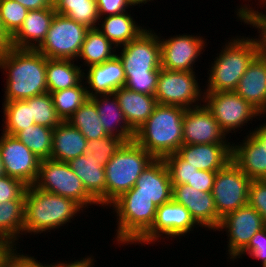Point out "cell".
Here are the masks:
<instances>
[{
	"instance_id": "obj_14",
	"label": "cell",
	"mask_w": 266,
	"mask_h": 267,
	"mask_svg": "<svg viewBox=\"0 0 266 267\" xmlns=\"http://www.w3.org/2000/svg\"><path fill=\"white\" fill-rule=\"evenodd\" d=\"M265 227L261 214L249 204L223 217L216 231L227 234V262L233 261L247 247L252 236Z\"/></svg>"
},
{
	"instance_id": "obj_1",
	"label": "cell",
	"mask_w": 266,
	"mask_h": 267,
	"mask_svg": "<svg viewBox=\"0 0 266 267\" xmlns=\"http://www.w3.org/2000/svg\"><path fill=\"white\" fill-rule=\"evenodd\" d=\"M46 63L47 58L34 49L9 46L0 51V70L7 78L3 100H26L47 93Z\"/></svg>"
},
{
	"instance_id": "obj_36",
	"label": "cell",
	"mask_w": 266,
	"mask_h": 267,
	"mask_svg": "<svg viewBox=\"0 0 266 267\" xmlns=\"http://www.w3.org/2000/svg\"><path fill=\"white\" fill-rule=\"evenodd\" d=\"M3 133L15 136L19 131L35 124L32 118L31 105L25 100L4 101L2 104Z\"/></svg>"
},
{
	"instance_id": "obj_12",
	"label": "cell",
	"mask_w": 266,
	"mask_h": 267,
	"mask_svg": "<svg viewBox=\"0 0 266 267\" xmlns=\"http://www.w3.org/2000/svg\"><path fill=\"white\" fill-rule=\"evenodd\" d=\"M251 181L232 160L217 171L212 195L219 214V226L223 217L248 204Z\"/></svg>"
},
{
	"instance_id": "obj_46",
	"label": "cell",
	"mask_w": 266,
	"mask_h": 267,
	"mask_svg": "<svg viewBox=\"0 0 266 267\" xmlns=\"http://www.w3.org/2000/svg\"><path fill=\"white\" fill-rule=\"evenodd\" d=\"M100 17L115 15L130 11L129 8L142 5L136 4L133 0H96Z\"/></svg>"
},
{
	"instance_id": "obj_16",
	"label": "cell",
	"mask_w": 266,
	"mask_h": 267,
	"mask_svg": "<svg viewBox=\"0 0 266 267\" xmlns=\"http://www.w3.org/2000/svg\"><path fill=\"white\" fill-rule=\"evenodd\" d=\"M0 155L5 175L22 181L27 186L35 183L41 159L16 136L1 133Z\"/></svg>"
},
{
	"instance_id": "obj_54",
	"label": "cell",
	"mask_w": 266,
	"mask_h": 267,
	"mask_svg": "<svg viewBox=\"0 0 266 267\" xmlns=\"http://www.w3.org/2000/svg\"><path fill=\"white\" fill-rule=\"evenodd\" d=\"M136 4H141L142 6L145 5L146 3L148 4V2L150 3V1H154V0H133Z\"/></svg>"
},
{
	"instance_id": "obj_41",
	"label": "cell",
	"mask_w": 266,
	"mask_h": 267,
	"mask_svg": "<svg viewBox=\"0 0 266 267\" xmlns=\"http://www.w3.org/2000/svg\"><path fill=\"white\" fill-rule=\"evenodd\" d=\"M125 142L122 139L112 135H106L98 140H88L86 150L87 153L100 161V165L104 166L119 150Z\"/></svg>"
},
{
	"instance_id": "obj_34",
	"label": "cell",
	"mask_w": 266,
	"mask_h": 267,
	"mask_svg": "<svg viewBox=\"0 0 266 267\" xmlns=\"http://www.w3.org/2000/svg\"><path fill=\"white\" fill-rule=\"evenodd\" d=\"M56 13L65 15L89 29H96L99 12L96 0H55L53 2Z\"/></svg>"
},
{
	"instance_id": "obj_19",
	"label": "cell",
	"mask_w": 266,
	"mask_h": 267,
	"mask_svg": "<svg viewBox=\"0 0 266 267\" xmlns=\"http://www.w3.org/2000/svg\"><path fill=\"white\" fill-rule=\"evenodd\" d=\"M125 193L148 197L158 207L172 200V183L163 159H154Z\"/></svg>"
},
{
	"instance_id": "obj_52",
	"label": "cell",
	"mask_w": 266,
	"mask_h": 267,
	"mask_svg": "<svg viewBox=\"0 0 266 267\" xmlns=\"http://www.w3.org/2000/svg\"><path fill=\"white\" fill-rule=\"evenodd\" d=\"M11 37L5 32L0 18V51L10 46Z\"/></svg>"
},
{
	"instance_id": "obj_53",
	"label": "cell",
	"mask_w": 266,
	"mask_h": 267,
	"mask_svg": "<svg viewBox=\"0 0 266 267\" xmlns=\"http://www.w3.org/2000/svg\"><path fill=\"white\" fill-rule=\"evenodd\" d=\"M266 119V118H265ZM263 142H265L266 147V122H262V124L255 126L252 130Z\"/></svg>"
},
{
	"instance_id": "obj_27",
	"label": "cell",
	"mask_w": 266,
	"mask_h": 267,
	"mask_svg": "<svg viewBox=\"0 0 266 267\" xmlns=\"http://www.w3.org/2000/svg\"><path fill=\"white\" fill-rule=\"evenodd\" d=\"M88 140L67 121H62L53 128V140L50 159L69 162L87 152Z\"/></svg>"
},
{
	"instance_id": "obj_43",
	"label": "cell",
	"mask_w": 266,
	"mask_h": 267,
	"mask_svg": "<svg viewBox=\"0 0 266 267\" xmlns=\"http://www.w3.org/2000/svg\"><path fill=\"white\" fill-rule=\"evenodd\" d=\"M27 185L22 181L3 175L0 177V203L10 200H25Z\"/></svg>"
},
{
	"instance_id": "obj_37",
	"label": "cell",
	"mask_w": 266,
	"mask_h": 267,
	"mask_svg": "<svg viewBox=\"0 0 266 267\" xmlns=\"http://www.w3.org/2000/svg\"><path fill=\"white\" fill-rule=\"evenodd\" d=\"M15 136L41 160L50 159L53 128L34 124L19 131Z\"/></svg>"
},
{
	"instance_id": "obj_48",
	"label": "cell",
	"mask_w": 266,
	"mask_h": 267,
	"mask_svg": "<svg viewBox=\"0 0 266 267\" xmlns=\"http://www.w3.org/2000/svg\"><path fill=\"white\" fill-rule=\"evenodd\" d=\"M216 174L214 171L197 170L187 184L202 192H212Z\"/></svg>"
},
{
	"instance_id": "obj_8",
	"label": "cell",
	"mask_w": 266,
	"mask_h": 267,
	"mask_svg": "<svg viewBox=\"0 0 266 267\" xmlns=\"http://www.w3.org/2000/svg\"><path fill=\"white\" fill-rule=\"evenodd\" d=\"M33 186L72 199L84 210L91 205L99 206L98 202L86 191L81 179L74 173L68 162L53 159L41 160L38 176Z\"/></svg>"
},
{
	"instance_id": "obj_56",
	"label": "cell",
	"mask_w": 266,
	"mask_h": 267,
	"mask_svg": "<svg viewBox=\"0 0 266 267\" xmlns=\"http://www.w3.org/2000/svg\"><path fill=\"white\" fill-rule=\"evenodd\" d=\"M260 266H262V267H266V262H265L263 265H260Z\"/></svg>"
},
{
	"instance_id": "obj_13",
	"label": "cell",
	"mask_w": 266,
	"mask_h": 267,
	"mask_svg": "<svg viewBox=\"0 0 266 267\" xmlns=\"http://www.w3.org/2000/svg\"><path fill=\"white\" fill-rule=\"evenodd\" d=\"M199 229V225L192 218L190 212L183 205L177 204L173 200L157 207L155 221L152 227L134 244L141 246L156 244L165 239H181ZM160 238V239H159Z\"/></svg>"
},
{
	"instance_id": "obj_45",
	"label": "cell",
	"mask_w": 266,
	"mask_h": 267,
	"mask_svg": "<svg viewBox=\"0 0 266 267\" xmlns=\"http://www.w3.org/2000/svg\"><path fill=\"white\" fill-rule=\"evenodd\" d=\"M248 204L261 214L266 224V179L251 181Z\"/></svg>"
},
{
	"instance_id": "obj_35",
	"label": "cell",
	"mask_w": 266,
	"mask_h": 267,
	"mask_svg": "<svg viewBox=\"0 0 266 267\" xmlns=\"http://www.w3.org/2000/svg\"><path fill=\"white\" fill-rule=\"evenodd\" d=\"M245 1H248L247 2L248 4H246ZM243 2H245V4L241 3L239 6H236L237 10L236 9L234 10L235 11L234 14L236 13L235 14L236 18L238 21L241 22V24L243 22L244 25L245 24L249 25L250 28L252 26V28L257 30V33L259 35L256 34L254 38L256 39L257 44H258L259 55L266 57V11L264 13L258 10L259 7L260 8L265 7L266 1L258 0V3L256 5H259V7L257 6V8L255 5L254 7H252L253 5L251 3L249 4L251 0H244Z\"/></svg>"
},
{
	"instance_id": "obj_49",
	"label": "cell",
	"mask_w": 266,
	"mask_h": 267,
	"mask_svg": "<svg viewBox=\"0 0 266 267\" xmlns=\"http://www.w3.org/2000/svg\"><path fill=\"white\" fill-rule=\"evenodd\" d=\"M94 257L95 256H93V254L91 253L88 256L85 255L83 258L81 257V259L79 260L75 259L74 261H69L68 259V262L66 260H62L53 263L51 262L50 264L48 262V267H94L96 265V260Z\"/></svg>"
},
{
	"instance_id": "obj_9",
	"label": "cell",
	"mask_w": 266,
	"mask_h": 267,
	"mask_svg": "<svg viewBox=\"0 0 266 267\" xmlns=\"http://www.w3.org/2000/svg\"><path fill=\"white\" fill-rule=\"evenodd\" d=\"M203 104L215 117L221 130L230 137L253 119L264 117L254 106L235 92H204ZM229 134V135H228Z\"/></svg>"
},
{
	"instance_id": "obj_51",
	"label": "cell",
	"mask_w": 266,
	"mask_h": 267,
	"mask_svg": "<svg viewBox=\"0 0 266 267\" xmlns=\"http://www.w3.org/2000/svg\"><path fill=\"white\" fill-rule=\"evenodd\" d=\"M15 248L10 241L0 238V267H4L6 259Z\"/></svg>"
},
{
	"instance_id": "obj_29",
	"label": "cell",
	"mask_w": 266,
	"mask_h": 267,
	"mask_svg": "<svg viewBox=\"0 0 266 267\" xmlns=\"http://www.w3.org/2000/svg\"><path fill=\"white\" fill-rule=\"evenodd\" d=\"M114 93L126 121L134 131L149 118L158 105L155 96L131 91L126 87H121Z\"/></svg>"
},
{
	"instance_id": "obj_20",
	"label": "cell",
	"mask_w": 266,
	"mask_h": 267,
	"mask_svg": "<svg viewBox=\"0 0 266 267\" xmlns=\"http://www.w3.org/2000/svg\"><path fill=\"white\" fill-rule=\"evenodd\" d=\"M239 142H232L231 160L249 176L251 180L266 179V147L252 130ZM236 143V144H235ZM240 143V144H239Z\"/></svg>"
},
{
	"instance_id": "obj_28",
	"label": "cell",
	"mask_w": 266,
	"mask_h": 267,
	"mask_svg": "<svg viewBox=\"0 0 266 267\" xmlns=\"http://www.w3.org/2000/svg\"><path fill=\"white\" fill-rule=\"evenodd\" d=\"M130 12L100 17L97 26L99 30L116 48L136 39L147 27L138 24Z\"/></svg>"
},
{
	"instance_id": "obj_39",
	"label": "cell",
	"mask_w": 266,
	"mask_h": 267,
	"mask_svg": "<svg viewBox=\"0 0 266 267\" xmlns=\"http://www.w3.org/2000/svg\"><path fill=\"white\" fill-rule=\"evenodd\" d=\"M25 101L31 105L32 118H34L35 124L54 128L62 122L57 115L50 93L34 96Z\"/></svg>"
},
{
	"instance_id": "obj_5",
	"label": "cell",
	"mask_w": 266,
	"mask_h": 267,
	"mask_svg": "<svg viewBox=\"0 0 266 267\" xmlns=\"http://www.w3.org/2000/svg\"><path fill=\"white\" fill-rule=\"evenodd\" d=\"M185 108L158 104L149 118L135 131L134 141L155 159L177 153L183 144Z\"/></svg>"
},
{
	"instance_id": "obj_55",
	"label": "cell",
	"mask_w": 266,
	"mask_h": 267,
	"mask_svg": "<svg viewBox=\"0 0 266 267\" xmlns=\"http://www.w3.org/2000/svg\"><path fill=\"white\" fill-rule=\"evenodd\" d=\"M3 175H5V172H4L3 162L1 159V155H0V177Z\"/></svg>"
},
{
	"instance_id": "obj_24",
	"label": "cell",
	"mask_w": 266,
	"mask_h": 267,
	"mask_svg": "<svg viewBox=\"0 0 266 267\" xmlns=\"http://www.w3.org/2000/svg\"><path fill=\"white\" fill-rule=\"evenodd\" d=\"M177 153L198 170L217 172L231 160L232 144H182Z\"/></svg>"
},
{
	"instance_id": "obj_3",
	"label": "cell",
	"mask_w": 266,
	"mask_h": 267,
	"mask_svg": "<svg viewBox=\"0 0 266 267\" xmlns=\"http://www.w3.org/2000/svg\"><path fill=\"white\" fill-rule=\"evenodd\" d=\"M87 212L72 199L28 186L25 192L24 235H44L63 228ZM77 215V216H76ZM75 216V217H74ZM63 226V227H62Z\"/></svg>"
},
{
	"instance_id": "obj_44",
	"label": "cell",
	"mask_w": 266,
	"mask_h": 267,
	"mask_svg": "<svg viewBox=\"0 0 266 267\" xmlns=\"http://www.w3.org/2000/svg\"><path fill=\"white\" fill-rule=\"evenodd\" d=\"M243 255L259 260L261 265L266 262V227L252 236L247 247L232 262L242 259Z\"/></svg>"
},
{
	"instance_id": "obj_10",
	"label": "cell",
	"mask_w": 266,
	"mask_h": 267,
	"mask_svg": "<svg viewBox=\"0 0 266 267\" xmlns=\"http://www.w3.org/2000/svg\"><path fill=\"white\" fill-rule=\"evenodd\" d=\"M89 28L56 13L42 44L36 49L48 59L75 60Z\"/></svg>"
},
{
	"instance_id": "obj_17",
	"label": "cell",
	"mask_w": 266,
	"mask_h": 267,
	"mask_svg": "<svg viewBox=\"0 0 266 267\" xmlns=\"http://www.w3.org/2000/svg\"><path fill=\"white\" fill-rule=\"evenodd\" d=\"M229 139L204 104L185 110L183 144H231Z\"/></svg>"
},
{
	"instance_id": "obj_7",
	"label": "cell",
	"mask_w": 266,
	"mask_h": 267,
	"mask_svg": "<svg viewBox=\"0 0 266 267\" xmlns=\"http://www.w3.org/2000/svg\"><path fill=\"white\" fill-rule=\"evenodd\" d=\"M110 207L117 222L113 242L123 247L135 244L152 227L157 211L152 200L135 193L122 194Z\"/></svg>"
},
{
	"instance_id": "obj_32",
	"label": "cell",
	"mask_w": 266,
	"mask_h": 267,
	"mask_svg": "<svg viewBox=\"0 0 266 267\" xmlns=\"http://www.w3.org/2000/svg\"><path fill=\"white\" fill-rule=\"evenodd\" d=\"M25 200H10L0 203V238L19 247L24 235ZM19 245V246H18Z\"/></svg>"
},
{
	"instance_id": "obj_47",
	"label": "cell",
	"mask_w": 266,
	"mask_h": 267,
	"mask_svg": "<svg viewBox=\"0 0 266 267\" xmlns=\"http://www.w3.org/2000/svg\"><path fill=\"white\" fill-rule=\"evenodd\" d=\"M20 247H16L14 251L8 256L4 267H48V263H42L37 260V257L23 253V250H19Z\"/></svg>"
},
{
	"instance_id": "obj_22",
	"label": "cell",
	"mask_w": 266,
	"mask_h": 267,
	"mask_svg": "<svg viewBox=\"0 0 266 267\" xmlns=\"http://www.w3.org/2000/svg\"><path fill=\"white\" fill-rule=\"evenodd\" d=\"M55 14V8L28 11L22 26L11 37L10 47L36 50L44 41Z\"/></svg>"
},
{
	"instance_id": "obj_23",
	"label": "cell",
	"mask_w": 266,
	"mask_h": 267,
	"mask_svg": "<svg viewBox=\"0 0 266 267\" xmlns=\"http://www.w3.org/2000/svg\"><path fill=\"white\" fill-rule=\"evenodd\" d=\"M234 92L266 117V57L253 59Z\"/></svg>"
},
{
	"instance_id": "obj_26",
	"label": "cell",
	"mask_w": 266,
	"mask_h": 267,
	"mask_svg": "<svg viewBox=\"0 0 266 267\" xmlns=\"http://www.w3.org/2000/svg\"><path fill=\"white\" fill-rule=\"evenodd\" d=\"M68 164L81 179L86 191L98 202L99 207L106 208V175L104 166L100 165L92 154L85 153L71 159Z\"/></svg>"
},
{
	"instance_id": "obj_50",
	"label": "cell",
	"mask_w": 266,
	"mask_h": 267,
	"mask_svg": "<svg viewBox=\"0 0 266 267\" xmlns=\"http://www.w3.org/2000/svg\"><path fill=\"white\" fill-rule=\"evenodd\" d=\"M26 7L28 11L38 9L54 8L52 0H14Z\"/></svg>"
},
{
	"instance_id": "obj_15",
	"label": "cell",
	"mask_w": 266,
	"mask_h": 267,
	"mask_svg": "<svg viewBox=\"0 0 266 267\" xmlns=\"http://www.w3.org/2000/svg\"><path fill=\"white\" fill-rule=\"evenodd\" d=\"M159 41L161 68L176 71L195 72L196 62L208 45L207 39L201 34L184 33L165 38L159 33Z\"/></svg>"
},
{
	"instance_id": "obj_38",
	"label": "cell",
	"mask_w": 266,
	"mask_h": 267,
	"mask_svg": "<svg viewBox=\"0 0 266 267\" xmlns=\"http://www.w3.org/2000/svg\"><path fill=\"white\" fill-rule=\"evenodd\" d=\"M57 115L66 121L89 97L84 79L76 86L51 92Z\"/></svg>"
},
{
	"instance_id": "obj_42",
	"label": "cell",
	"mask_w": 266,
	"mask_h": 267,
	"mask_svg": "<svg viewBox=\"0 0 266 267\" xmlns=\"http://www.w3.org/2000/svg\"><path fill=\"white\" fill-rule=\"evenodd\" d=\"M168 168L172 185L187 184L198 169L185 161L178 153L163 158Z\"/></svg>"
},
{
	"instance_id": "obj_6",
	"label": "cell",
	"mask_w": 266,
	"mask_h": 267,
	"mask_svg": "<svg viewBox=\"0 0 266 267\" xmlns=\"http://www.w3.org/2000/svg\"><path fill=\"white\" fill-rule=\"evenodd\" d=\"M155 158L135 141L124 143L105 165L106 209L135 186L143 170Z\"/></svg>"
},
{
	"instance_id": "obj_31",
	"label": "cell",
	"mask_w": 266,
	"mask_h": 267,
	"mask_svg": "<svg viewBox=\"0 0 266 267\" xmlns=\"http://www.w3.org/2000/svg\"><path fill=\"white\" fill-rule=\"evenodd\" d=\"M117 48L97 29H89L82 44L77 62H83V71L93 65H99L112 59Z\"/></svg>"
},
{
	"instance_id": "obj_33",
	"label": "cell",
	"mask_w": 266,
	"mask_h": 267,
	"mask_svg": "<svg viewBox=\"0 0 266 267\" xmlns=\"http://www.w3.org/2000/svg\"><path fill=\"white\" fill-rule=\"evenodd\" d=\"M87 140H98L108 135L101 124L95 103L88 98L67 120Z\"/></svg>"
},
{
	"instance_id": "obj_25",
	"label": "cell",
	"mask_w": 266,
	"mask_h": 267,
	"mask_svg": "<svg viewBox=\"0 0 266 267\" xmlns=\"http://www.w3.org/2000/svg\"><path fill=\"white\" fill-rule=\"evenodd\" d=\"M96 105L101 124L106 133L125 143L134 141L135 131L129 126L115 93L90 98Z\"/></svg>"
},
{
	"instance_id": "obj_40",
	"label": "cell",
	"mask_w": 266,
	"mask_h": 267,
	"mask_svg": "<svg viewBox=\"0 0 266 267\" xmlns=\"http://www.w3.org/2000/svg\"><path fill=\"white\" fill-rule=\"evenodd\" d=\"M28 9L14 0H0V18L5 32L12 37L22 26Z\"/></svg>"
},
{
	"instance_id": "obj_18",
	"label": "cell",
	"mask_w": 266,
	"mask_h": 267,
	"mask_svg": "<svg viewBox=\"0 0 266 267\" xmlns=\"http://www.w3.org/2000/svg\"><path fill=\"white\" fill-rule=\"evenodd\" d=\"M172 200L186 207L200 228L213 232L219 228L212 192H202L188 184L172 185Z\"/></svg>"
},
{
	"instance_id": "obj_30",
	"label": "cell",
	"mask_w": 266,
	"mask_h": 267,
	"mask_svg": "<svg viewBox=\"0 0 266 267\" xmlns=\"http://www.w3.org/2000/svg\"><path fill=\"white\" fill-rule=\"evenodd\" d=\"M75 60L48 59L46 63V84L48 93L78 85L83 79V67ZM78 63V65H77Z\"/></svg>"
},
{
	"instance_id": "obj_21",
	"label": "cell",
	"mask_w": 266,
	"mask_h": 267,
	"mask_svg": "<svg viewBox=\"0 0 266 267\" xmlns=\"http://www.w3.org/2000/svg\"><path fill=\"white\" fill-rule=\"evenodd\" d=\"M83 77L89 98L112 94L124 87L126 82L123 64L117 55L102 64L86 68Z\"/></svg>"
},
{
	"instance_id": "obj_4",
	"label": "cell",
	"mask_w": 266,
	"mask_h": 267,
	"mask_svg": "<svg viewBox=\"0 0 266 267\" xmlns=\"http://www.w3.org/2000/svg\"><path fill=\"white\" fill-rule=\"evenodd\" d=\"M228 39L206 68L209 76H206L204 92H234L249 64L259 54L253 36L236 35Z\"/></svg>"
},
{
	"instance_id": "obj_11",
	"label": "cell",
	"mask_w": 266,
	"mask_h": 267,
	"mask_svg": "<svg viewBox=\"0 0 266 267\" xmlns=\"http://www.w3.org/2000/svg\"><path fill=\"white\" fill-rule=\"evenodd\" d=\"M197 75L196 72L161 68L154 95L158 104L185 109L202 105L204 87L199 85L198 80L201 79H198Z\"/></svg>"
},
{
	"instance_id": "obj_2",
	"label": "cell",
	"mask_w": 266,
	"mask_h": 267,
	"mask_svg": "<svg viewBox=\"0 0 266 267\" xmlns=\"http://www.w3.org/2000/svg\"><path fill=\"white\" fill-rule=\"evenodd\" d=\"M116 55L125 71L124 87L154 96L161 69L159 33L146 29L136 39L118 47Z\"/></svg>"
}]
</instances>
